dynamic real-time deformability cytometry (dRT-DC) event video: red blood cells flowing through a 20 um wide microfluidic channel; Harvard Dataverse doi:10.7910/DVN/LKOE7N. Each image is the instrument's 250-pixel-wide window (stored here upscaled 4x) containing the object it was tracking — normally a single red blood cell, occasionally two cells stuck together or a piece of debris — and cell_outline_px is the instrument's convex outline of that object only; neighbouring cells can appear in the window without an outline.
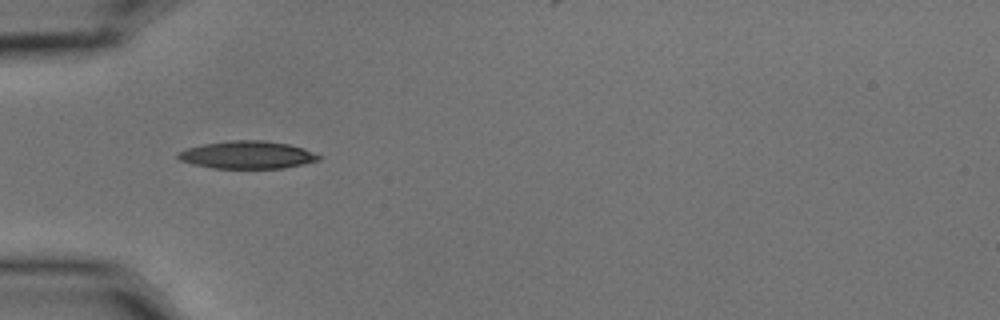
{"species": "common noctule bat (a hibernating species)", "species_latin": "Nyctalus noctula", "temperature_condition": "cold", "stored_images_in_passage": 9, "camera_frame_rate_fps": 3000, "um_per_image_px": 0.085, "animal": {"sex": "male", "body_mass_g": 15.6}, "frame": {"image": 1, "passage_image": 4, "time_ms": 1.0, "image_size_px": [1000, 320], "cell_outline_px": [[324, 156], [320, 160], [304, 164], [284, 168], [212, 168], [192, 164], [180, 160], [176, 156], [176, 152], [188, 148], [204, 144], [232, 140], [264, 140], [288, 144], [304, 148]], "centroid_in_image_um": [21.05, 13.17], "position_along_channel_um": 63.9, "area_um2": 22.83}}
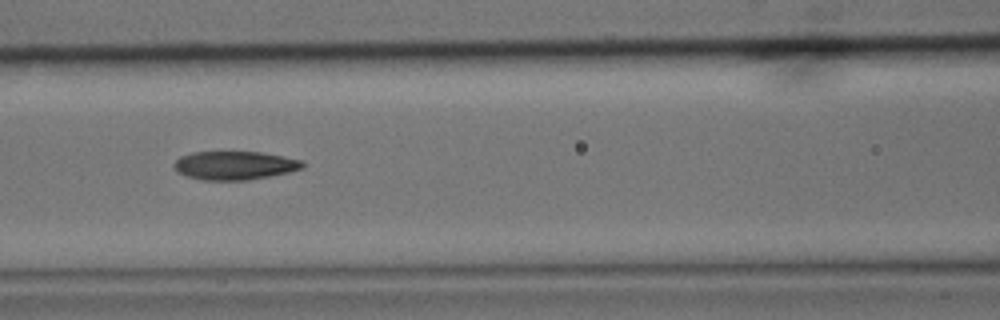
{"frame": {"image": 2, "passage_image": 6, "time_ms": 1.667, "image_size_px": [1000, 320], "cell_outline_px": [[304, 168], [288, 172], [248, 180], [200, 180], [176, 172], [172, 164], [180, 156], [192, 152], [260, 152], [284, 156], [304, 160]], "centroid_in_image_um": [19.93, 14.06], "position_along_channel_um": 146.7, "area_um2": 21.5}}